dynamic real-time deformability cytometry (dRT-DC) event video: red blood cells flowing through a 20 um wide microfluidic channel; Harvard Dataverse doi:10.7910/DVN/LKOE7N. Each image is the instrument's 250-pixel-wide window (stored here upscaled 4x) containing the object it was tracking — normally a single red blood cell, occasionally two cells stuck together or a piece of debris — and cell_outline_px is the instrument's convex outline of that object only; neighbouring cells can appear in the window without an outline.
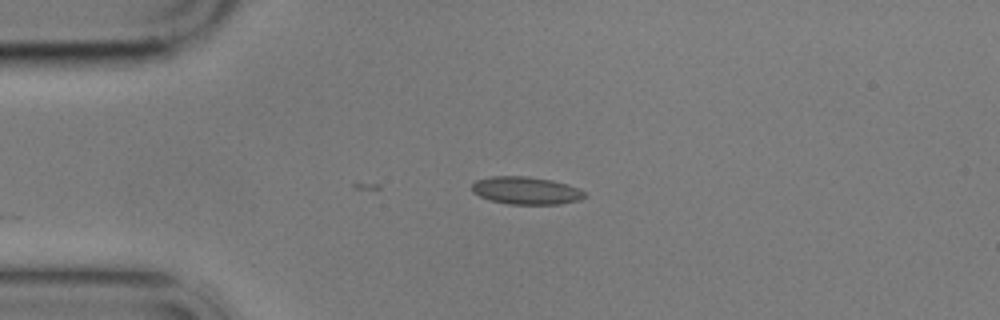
{"species": "common noctule bat (a hibernating species)", "species_latin": "Nyctalus noctula", "temperature_condition": "cold", "stored_images_in_passage": 3, "camera_frame_rate_fps": 3000, "um_per_image_px": 0.085, "animal": {"sex": "male", "body_mass_g": 17.9}, "frame": {"image": 1, "passage_image": 3, "time_ms": 2.333, "image_size_px": [1000, 320], "cell_outline_px": [[588, 196], [580, 200], [560, 204], [508, 204], [488, 200], [472, 192], [472, 184], [476, 180], [492, 176], [528, 176], [552, 180], [580, 188], [588, 192]], "centroid_in_image_um": [44.76, 16.2], "position_along_channel_um": 40.2, "area_um2": 18.44}}